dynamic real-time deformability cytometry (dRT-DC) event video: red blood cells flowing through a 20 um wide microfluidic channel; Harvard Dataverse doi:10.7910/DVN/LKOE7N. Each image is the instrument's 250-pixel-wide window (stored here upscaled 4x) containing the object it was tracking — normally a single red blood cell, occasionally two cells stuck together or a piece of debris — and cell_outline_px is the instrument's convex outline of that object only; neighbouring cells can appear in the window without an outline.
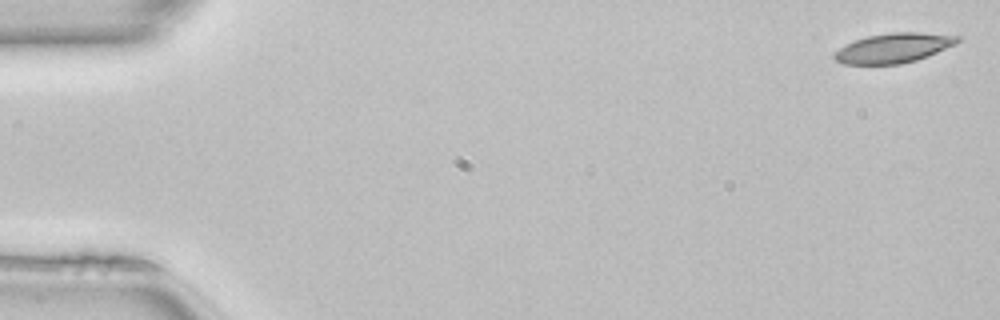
{"species": "common noctule bat (a hibernating species)", "species_latin": "Nyctalus noctula", "temperature_condition": "room temperature", "stored_images_in_passage": 50, "camera_frame_rate_fps": 3000, "um_per_image_px": 0.085, "animal": {"sex": "female", "body_mass_g": 22.7, "forearm_length_mm": 54.2}, "frame": {"image": 1, "passage_image": 1, "time_ms": 0.0, "image_size_px": [1000, 320], "cell_outline_px": [[964, 36], [956, 44], [928, 56], [916, 60], [900, 64], [844, 64], [836, 60], [832, 56], [840, 48], [856, 40], [868, 36], [892, 32], [920, 32]], "centroid_in_image_um": [76.02, 4.07], "position_along_channel_um": 9.0, "area_um2": 21.21}}
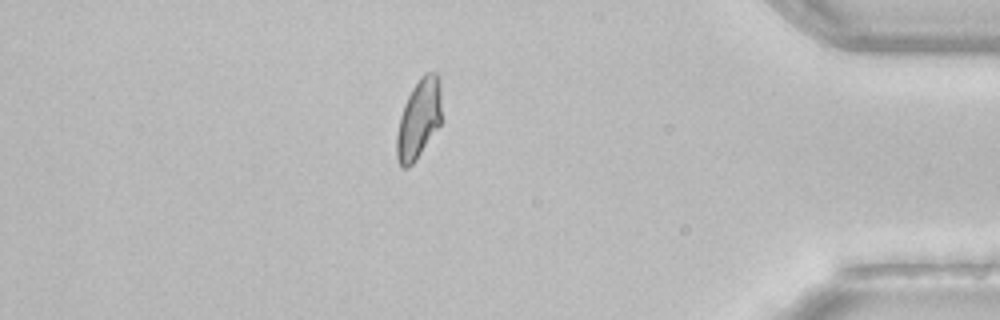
{"frame": {"image": 2, "passage_image": 43, "time_ms": 14.0, "image_size_px": [1000, 320], "cell_outline_px": [[440, 124], [416, 160], [408, 168], [400, 168], [396, 156], [396, 136], [400, 116], [404, 104], [412, 88], [420, 76], [424, 72], [436, 72], [440, 80]], "centroid_in_image_um": [35.57, 10.11], "position_along_channel_um": 399.6, "area_um2": 20.81}}
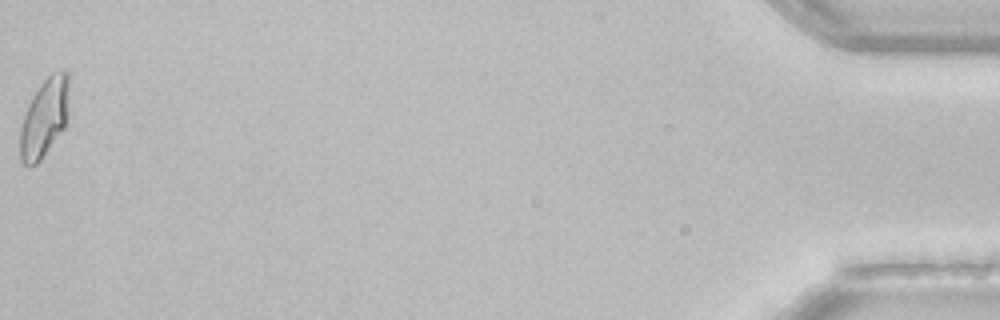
{"frame": {"image": 3, "passage_image": 50, "time_ms": 16.333, "image_size_px": [1000, 320], "cell_outline_px": [[68, 120], [64, 128], [40, 160], [36, 164], [28, 168], [20, 160], [20, 128], [28, 104], [32, 96], [40, 84], [52, 72], [64, 68], [68, 72]], "centroid_in_image_um": [3.78, 9.99], "position_along_channel_um": 431.4, "area_um2": 22.66}, "authors_computed_cell_mechanics": {"area_um2": 21.4149, "velocity_mm_per_s": 4.1009, "shape_relaxation_time_tau1_ms": 5.8005, "shape_relaxation_time_tau2_ms": 2.985, "deformation_change_tau1": 0.1662, "deformation_change_tau2": 0.082}}